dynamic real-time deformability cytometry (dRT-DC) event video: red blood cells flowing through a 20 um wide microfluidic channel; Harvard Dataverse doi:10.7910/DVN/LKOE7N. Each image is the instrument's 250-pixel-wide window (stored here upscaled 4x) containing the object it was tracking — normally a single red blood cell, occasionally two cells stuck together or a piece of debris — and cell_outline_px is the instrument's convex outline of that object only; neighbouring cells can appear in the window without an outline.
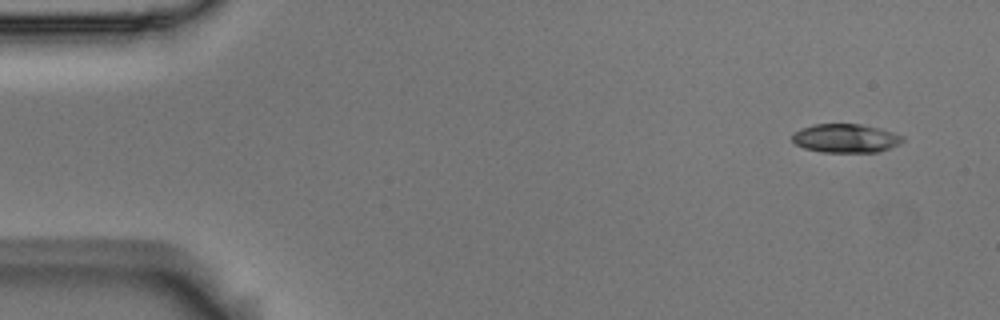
{"species": "Egyptian fruit bat (a non-hibernating species)", "species_latin": "Rousettus aegyptiacus", "temperature_condition": "room temperature", "stored_images_in_passage": 5, "camera_frame_rate_fps": 3000, "um_per_image_px": 0.085, "animal": {"sex": "male"}, "frame": {"image": 1, "passage_image": 1, "time_ms": 0.0, "image_size_px": [1000, 320], "cell_outline_px": [[904, 140], [880, 152], [820, 152], [804, 148], [796, 144], [792, 140], [792, 132], [800, 128], [812, 124], [860, 124], [892, 132], [904, 136]], "centroid_in_image_um": [71.82, 11.75], "position_along_channel_um": 13.2, "area_um2": 18.44}}
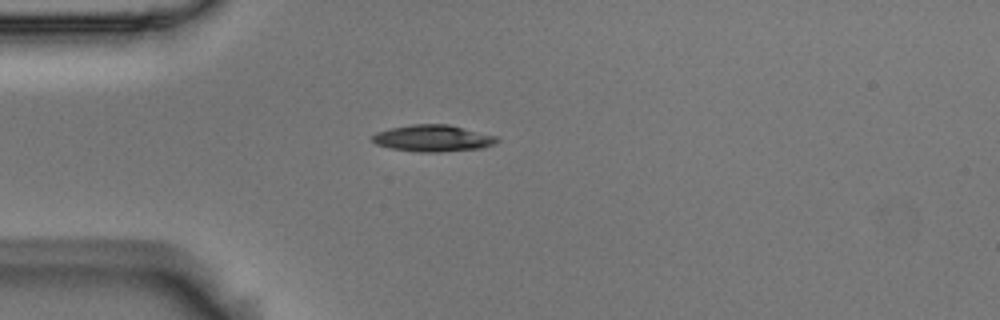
{"frame": {"image": 2, "passage_image": 4, "time_ms": 1.0, "image_size_px": [1000, 320], "cell_outline_px": [[500, 140], [496, 144], [484, 148], [440, 152], [420, 152], [392, 148], [376, 144], [372, 140], [372, 136], [376, 132], [392, 128], [412, 124], [448, 124], [500, 136]], "centroid_in_image_um": [36.89, 11.75], "position_along_channel_um": 48.1, "area_um2": 19.54}}